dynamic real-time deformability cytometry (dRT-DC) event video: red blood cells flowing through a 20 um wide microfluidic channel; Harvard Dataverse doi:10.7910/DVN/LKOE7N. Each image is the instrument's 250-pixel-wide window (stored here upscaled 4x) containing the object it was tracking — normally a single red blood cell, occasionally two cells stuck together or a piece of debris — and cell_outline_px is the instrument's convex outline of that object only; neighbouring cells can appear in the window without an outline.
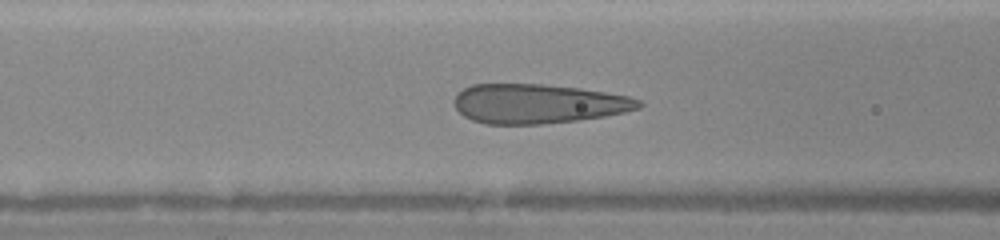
{"species": "human", "species_latin": "Homo sapiens", "temperature_condition": "warm", "stored_images_in_passage": 36, "camera_frame_rate_fps": 3000, "um_per_image_px": 0.085, "donor": {"sex": "female"}, "frame": {"image": 1, "passage_image": 13, "time_ms": 4.0, "image_size_px": [1000, 240], "cell_outline_px": [[644, 104], [640, 108], [624, 112], [604, 116], [576, 120], [540, 124], [484, 124], [472, 120], [464, 116], [456, 108], [456, 92], [472, 84], [540, 84], [580, 88], [628, 96], [640, 100]], "centroid_in_image_um": [45.73, 8.81], "position_along_channel_um": 120.9, "area_um2": 42.25}}
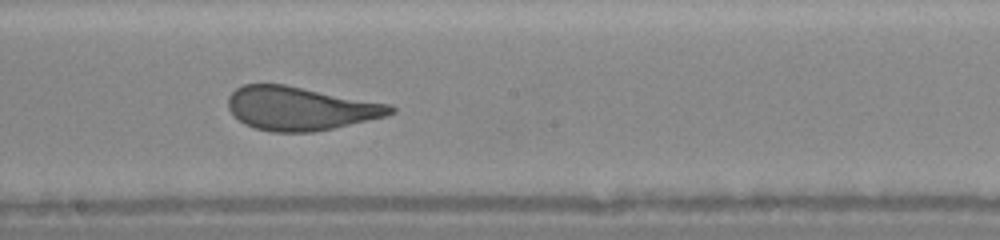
{"frame": {"image": 2, "passage_image": 20, "time_ms": 6.333, "image_size_px": [1000, 240], "cell_outline_px": [[396, 112], [388, 116], [332, 128], [312, 132], [272, 132], [256, 128], [244, 124], [228, 108], [228, 96], [236, 88], [244, 84], [284, 84], [392, 104], [396, 108]], "centroid_in_image_um": [25.56, 9.21], "position_along_channel_um": 222.6, "area_um2": 41.27}}
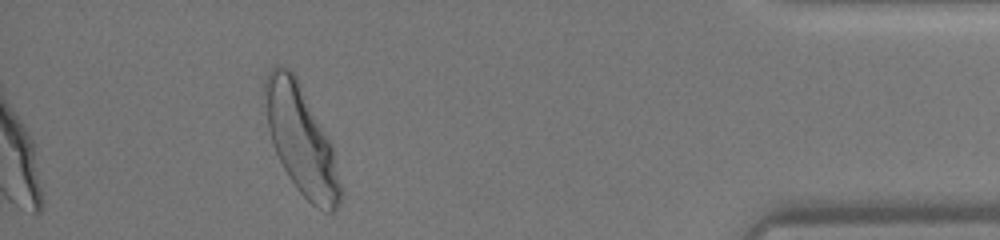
{"frame": {"image": 3, "passage_image": 36, "time_ms": 11.667, "image_size_px": [1000, 240], "cell_outline_px": [[344, 192], [336, 208], [332, 212], [324, 212], [316, 208], [296, 188], [288, 176], [272, 144], [268, 128], [264, 104], [264, 80], [268, 72], [276, 64], [280, 64], [288, 68], [296, 76], [332, 144]], "centroid_in_image_um": [25.6, 11.91], "position_along_channel_um": 409.6, "area_um2": 47.8}}